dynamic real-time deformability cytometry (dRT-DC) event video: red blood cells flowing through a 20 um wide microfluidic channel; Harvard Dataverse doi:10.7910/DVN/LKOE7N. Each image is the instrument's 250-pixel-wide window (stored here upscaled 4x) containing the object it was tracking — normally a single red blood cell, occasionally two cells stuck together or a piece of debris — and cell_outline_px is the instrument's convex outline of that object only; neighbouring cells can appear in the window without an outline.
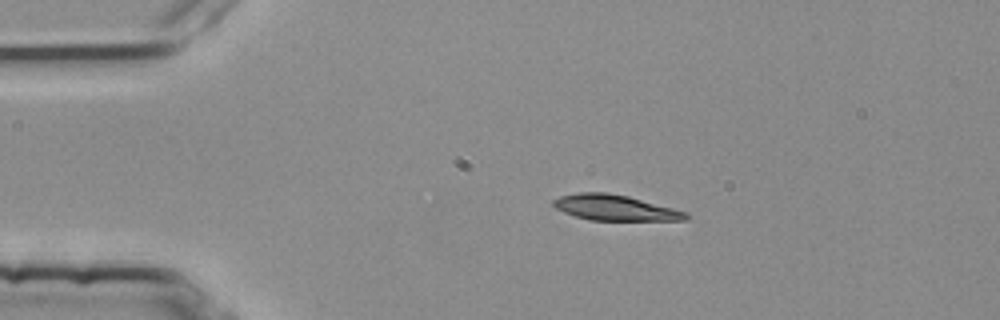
{"species": "common noctule bat (a hibernating species)", "species_latin": "Nyctalus noctula", "temperature_condition": "room temperature", "stored_images_in_passage": 3, "camera_frame_rate_fps": 3000, "um_per_image_px": 0.085, "animal": {"sex": "female", "body_mass_g": 25.1}, "frame": {"image": 1, "passage_image": 2, "time_ms": 0.333, "image_size_px": [1000, 320], "cell_outline_px": [[688, 220], [588, 220], [564, 212], [556, 208], [552, 204], [552, 200], [560, 196], [576, 192], [608, 192], [628, 196], [688, 212]], "centroid_in_image_um": [52.26, 17.65], "position_along_channel_um": 32.7, "area_um2": 19.77}}